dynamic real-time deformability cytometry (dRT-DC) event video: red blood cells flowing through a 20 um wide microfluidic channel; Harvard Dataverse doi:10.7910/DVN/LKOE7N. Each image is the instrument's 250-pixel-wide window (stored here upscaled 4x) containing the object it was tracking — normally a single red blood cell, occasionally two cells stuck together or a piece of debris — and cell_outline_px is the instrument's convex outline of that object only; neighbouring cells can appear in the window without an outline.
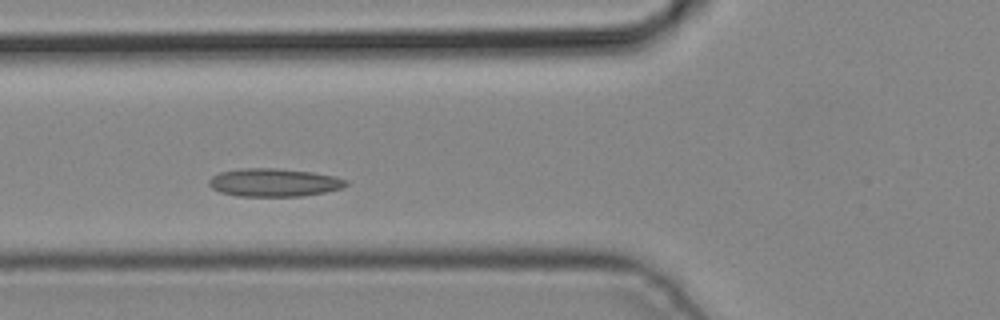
{"species": "common noctule bat (a hibernating species)", "species_latin": "Nyctalus noctula", "temperature_condition": "cold", "stored_images_in_passage": 4, "camera_frame_rate_fps": 3000, "um_per_image_px": 0.085, "animal": {"sex": "male", "body_mass_g": 19.2, "forearm_length_mm": 51.8}, "frame": {"image": 1, "passage_image": 3, "time_ms": 0.667, "image_size_px": [1000, 320], "cell_outline_px": [[348, 184], [344, 188], [304, 196], [236, 196], [220, 192], [212, 188], [208, 184], [208, 180], [212, 176], [220, 172], [244, 168], [276, 168], [312, 172], [336, 176], [348, 180]], "centroid_in_image_um": [23.31, 15.51], "position_along_channel_um": 102.5, "area_um2": 22.6}}
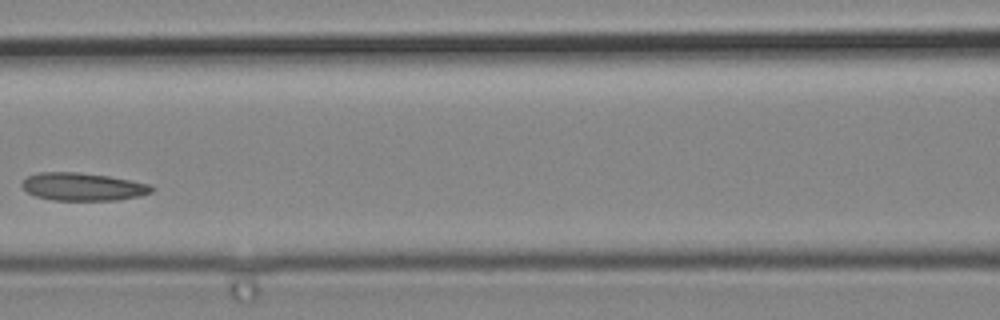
{"frame": {"image": 2, "passage_image": 4, "time_ms": 1.0, "image_size_px": [1000, 320], "cell_outline_px": [[156, 188], [152, 192], [140, 196], [116, 200], [52, 200], [36, 196], [28, 192], [20, 184], [28, 176], [40, 172], [80, 172], [108, 176], [152, 184]], "centroid_in_image_um": [7.09, 15.87], "position_along_channel_um": 159.5, "area_um2": 21.1}}